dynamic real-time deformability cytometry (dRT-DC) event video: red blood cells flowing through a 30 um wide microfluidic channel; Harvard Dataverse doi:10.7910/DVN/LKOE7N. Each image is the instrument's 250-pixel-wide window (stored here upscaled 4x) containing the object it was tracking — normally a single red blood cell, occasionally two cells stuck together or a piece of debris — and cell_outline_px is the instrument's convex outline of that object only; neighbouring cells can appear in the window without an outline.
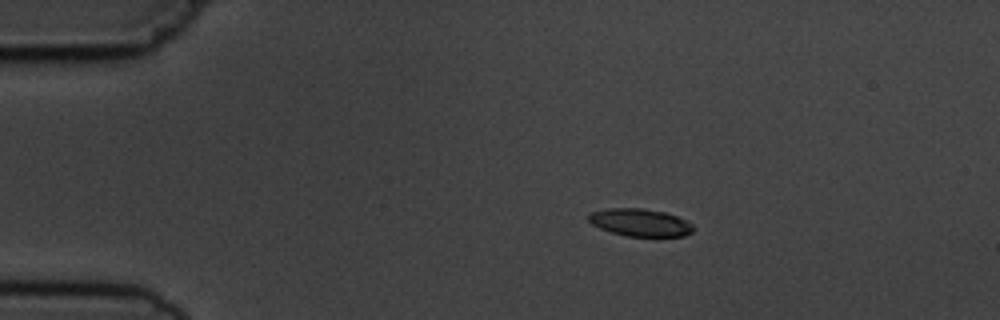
{"species": "common noctule bat (a hibernating species)", "species_latin": "Nyctalus noctula", "temperature_condition": "cold", "stored_images_in_passage": 5, "camera_frame_rate_fps": 3000, "um_per_image_px": 0.085, "animal": {"sex": "male", "body_mass_g": 19.5, "forearm_length_mm": 54.6}, "frame": {"image": 1, "passage_image": 2, "time_ms": 1.333, "image_size_px": [1000, 320], "cell_outline_px": [[696, 228], [692, 232], [684, 236], [624, 236], [600, 228], [592, 224], [588, 220], [588, 216], [592, 212], [608, 208], [644, 208], [664, 212], [676, 216], [692, 224]], "centroid_in_image_um": [54.42, 18.91], "position_along_channel_um": 30.6, "area_um2": 16.76}}
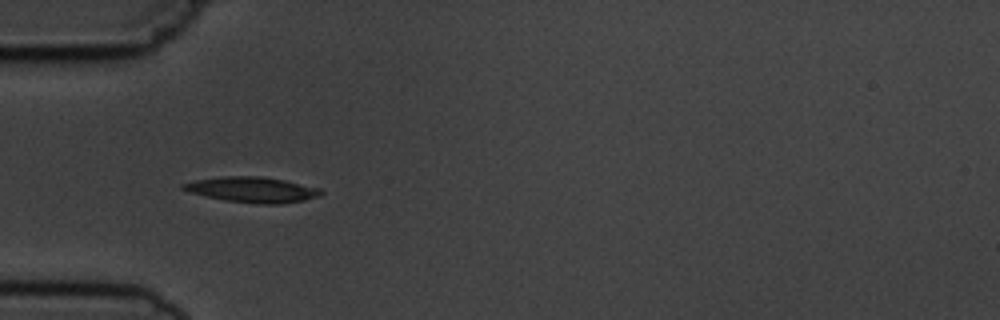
{"frame": {"image": 2, "passage_image": 4, "time_ms": 3.667, "image_size_px": [1000, 320], "cell_outline_px": [[324, 192], [320, 196], [304, 200], [280, 204], [260, 204], [228, 200], [188, 192], [180, 188], [180, 184], [196, 180], [224, 176], [260, 176], [284, 180], [320, 188]], "centroid_in_image_um": [21.46, 16.11], "position_along_channel_um": 63.5, "area_um2": 20.29}}
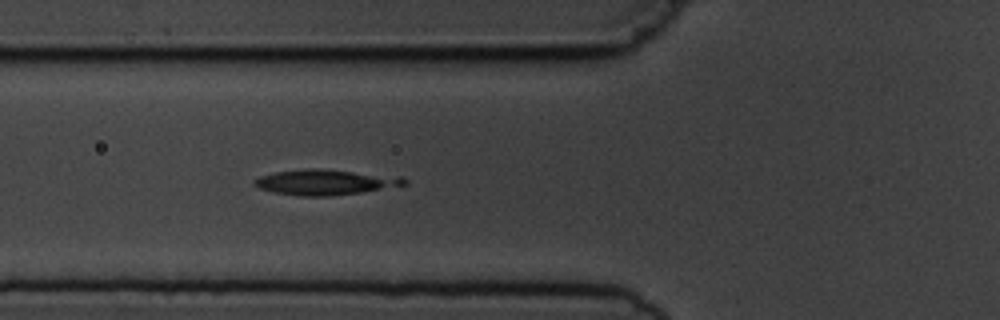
{"frame": {"image": 3, "passage_image": 5, "time_ms": 4.667, "image_size_px": [1000, 320], "cell_outline_px": [[408, 184], [360, 192], [332, 196], [300, 196], [272, 192], [260, 188], [252, 184], [252, 180], [260, 176], [272, 172], [308, 168], [324, 168], [400, 176], [408, 180]], "centroid_in_image_um": [27.62, 15.47], "position_along_channel_um": 98.2, "area_um2": 22.48}}